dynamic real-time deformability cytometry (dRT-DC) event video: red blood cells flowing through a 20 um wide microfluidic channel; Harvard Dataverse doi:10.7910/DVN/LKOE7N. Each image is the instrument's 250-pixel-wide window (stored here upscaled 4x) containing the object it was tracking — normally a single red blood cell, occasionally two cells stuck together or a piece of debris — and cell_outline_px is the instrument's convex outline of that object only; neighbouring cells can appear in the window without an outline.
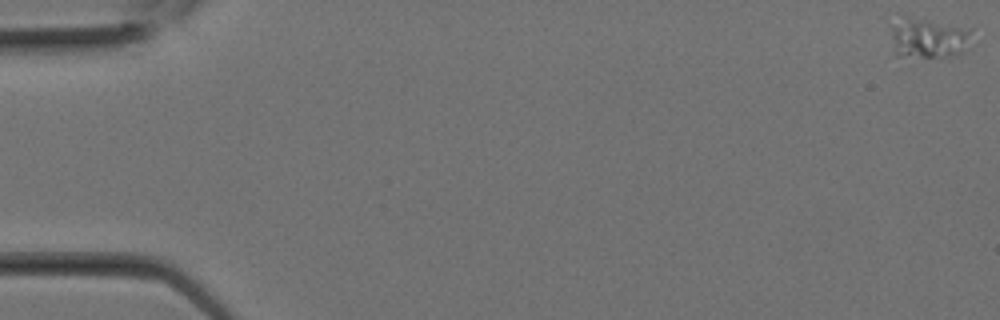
{"species": "Egyptian fruit bat (a non-hibernating species)", "species_latin": "Rousettus aegyptiacus", "temperature_condition": "room temperature", "stored_images_in_passage": 9, "camera_frame_rate_fps": 3000, "um_per_image_px": 0.085, "animal": {"sex": "female"}, "frame": {"image": 1, "passage_image": 1, "time_ms": 0.0, "image_size_px": [1000, 320], "cell_outline_px": [[972, 28], [960, 52], [952, 56], [904, 56], [896, 52], [892, 36], [892, 28], [896, 12], [900, 12]], "centroid_in_image_um": [78.81, 3.09], "position_along_channel_um": 6.2, "area_um2": 19.07}}
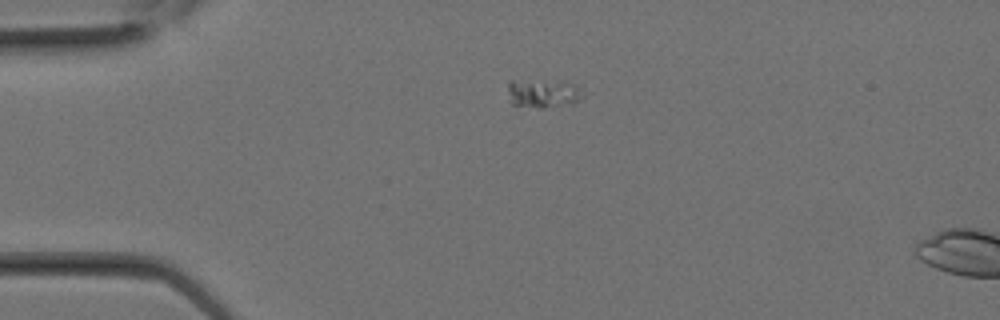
{"frame": {"image": 2, "passage_image": 7, "time_ms": 2.0, "image_size_px": [1000, 320], "cell_outline_px": [[576, 100], [540, 108], [512, 104], [508, 88], [508, 84], [512, 80], [564, 80], [576, 84]], "centroid_in_image_um": [46.02, 7.87], "position_along_channel_um": 39.0, "area_um2": 11.73}}